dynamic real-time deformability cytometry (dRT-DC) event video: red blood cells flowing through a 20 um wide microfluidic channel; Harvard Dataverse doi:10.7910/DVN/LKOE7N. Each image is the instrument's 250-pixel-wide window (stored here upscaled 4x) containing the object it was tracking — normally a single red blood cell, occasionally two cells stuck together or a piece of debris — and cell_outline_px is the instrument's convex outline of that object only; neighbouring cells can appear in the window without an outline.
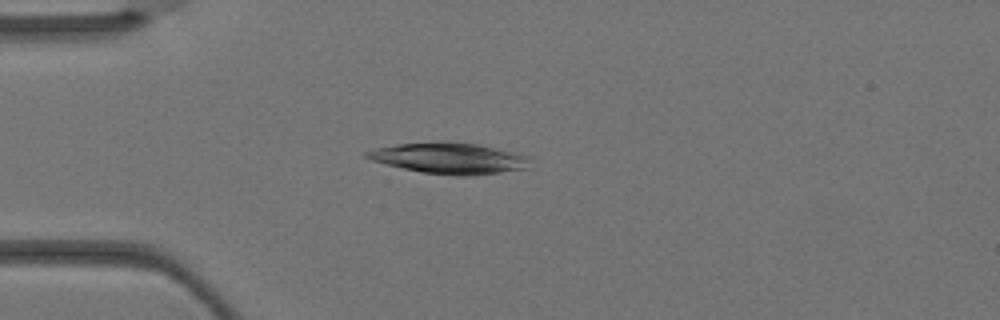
{"species": "Egyptian fruit bat (a non-hibernating species)", "species_latin": "Rousettus aegyptiacus", "temperature_condition": "warm", "stored_images_in_passage": 2, "camera_frame_rate_fps": 3000, "um_per_image_px": 0.085, "animal": {"sex": "female"}, "frame": {"image": 1, "passage_image": 2, "time_ms": 0.333, "image_size_px": [1000, 320], "cell_outline_px": [[528, 168], [500, 172], [468, 176], [456, 176], [420, 172], [372, 160], [364, 156], [364, 152], [376, 148], [396, 144], [448, 140], [480, 144], [528, 156]], "centroid_in_image_um": [38.17, 13.43], "position_along_channel_um": 46.8, "area_um2": 29.54}}